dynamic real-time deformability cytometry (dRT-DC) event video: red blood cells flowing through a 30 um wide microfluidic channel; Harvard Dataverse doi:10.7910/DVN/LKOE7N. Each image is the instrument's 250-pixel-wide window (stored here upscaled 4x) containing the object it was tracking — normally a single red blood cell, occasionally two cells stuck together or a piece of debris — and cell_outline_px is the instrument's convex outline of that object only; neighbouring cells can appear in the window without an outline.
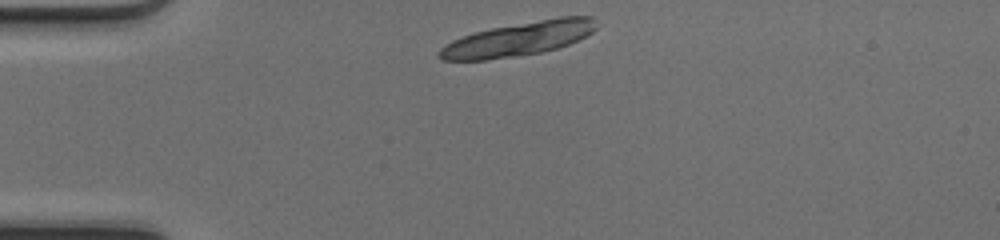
{"species": "common noctule bat (a hibernating species)", "species_latin": "Nyctalus noctula", "temperature_condition": "cold", "stored_images_in_passage": 7, "camera_frame_rate_fps": 3000, "um_per_image_px": 0.085, "animal": {"sex": "female", "body_mass_g": 17.0, "forearm_length_mm": 48.0}, "frame": {"image": 1, "passage_image": 1, "time_ms": 0.0, "image_size_px": [1000, 240], "cell_outline_px": [[596, 28], [592, 32], [568, 44], [556, 48], [540, 52], [516, 56], [488, 60], [440, 60], [436, 56], [436, 52], [444, 44], [452, 40], [476, 32], [492, 28], [560, 16], [592, 16]], "centroid_in_image_um": [44.01, 3.32], "position_along_channel_um": 41.0, "area_um2": 30.75}}